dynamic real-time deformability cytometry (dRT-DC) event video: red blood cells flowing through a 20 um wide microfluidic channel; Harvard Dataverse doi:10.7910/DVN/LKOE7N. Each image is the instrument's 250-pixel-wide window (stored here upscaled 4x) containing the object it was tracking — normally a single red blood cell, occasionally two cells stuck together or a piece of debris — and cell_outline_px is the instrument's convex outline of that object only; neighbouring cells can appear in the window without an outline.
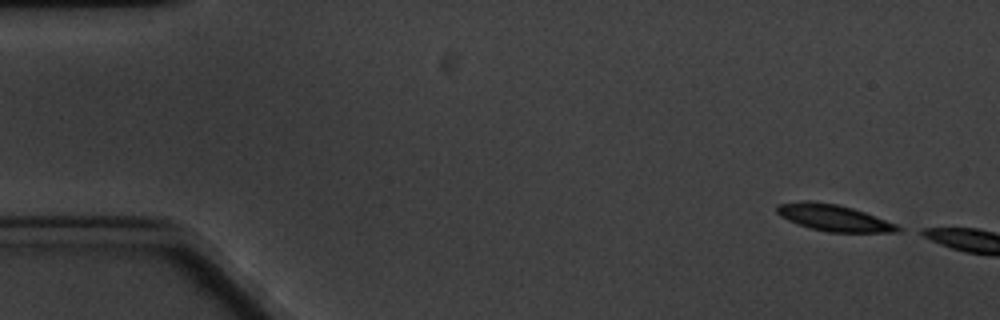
{"species": "common noctule bat (a hibernating species)", "species_latin": "Nyctalus noctula", "temperature_condition": "cold", "stored_images_in_passage": 4, "camera_frame_rate_fps": 3000, "um_per_image_px": 0.085, "animal": {"sex": "male", "body_mass_g": 20.1, "forearm_length_mm": 53.5}, "frame": {"image": 1, "passage_image": 1, "time_ms": 0.0, "image_size_px": [1000, 320], "cell_outline_px": [[904, 228], [900, 232], [828, 232], [796, 224], [780, 216], [776, 212], [776, 204], [804, 200], [808, 200], [836, 204], [852, 208], [864, 212], [896, 224]], "centroid_in_image_um": [70.84, 18.51], "position_along_channel_um": 14.2, "area_um2": 18.67}}